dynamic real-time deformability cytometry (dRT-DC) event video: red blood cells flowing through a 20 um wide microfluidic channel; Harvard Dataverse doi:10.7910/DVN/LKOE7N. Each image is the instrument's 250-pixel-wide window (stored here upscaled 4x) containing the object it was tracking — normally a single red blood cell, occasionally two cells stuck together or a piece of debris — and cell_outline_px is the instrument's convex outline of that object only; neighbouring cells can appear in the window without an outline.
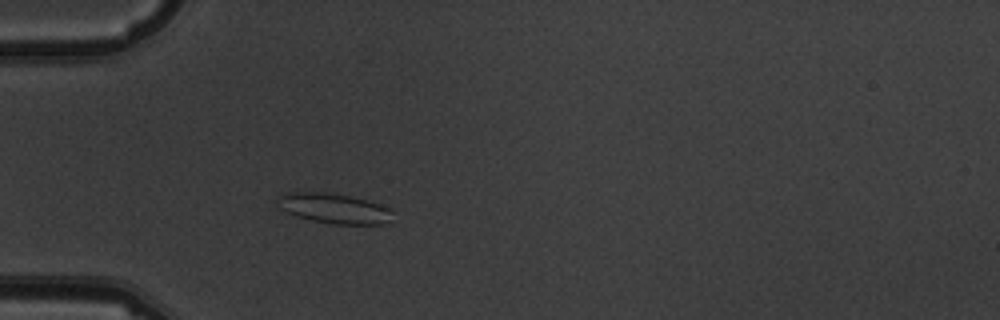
{"species": "common noctule bat (a hibernating species)", "species_latin": "Nyctalus noctula", "temperature_condition": "warm", "stored_images_in_passage": 4, "camera_frame_rate_fps": 3000, "um_per_image_px": 0.085, "animal": {"sex": "male", "body_mass_g": 19.5, "forearm_length_mm": 54.6}, "frame": {"image": 1, "passage_image": 4, "time_ms": 3.333, "image_size_px": [1000, 320], "cell_outline_px": [[392, 212], [388, 220], [384, 224], [332, 224], [312, 220], [296, 216], [280, 208], [276, 196], [288, 192], [324, 192], [348, 196], [368, 200], [392, 208]], "centroid_in_image_um": [28.38, 17.7], "position_along_channel_um": 56.6, "area_um2": 20.06}}